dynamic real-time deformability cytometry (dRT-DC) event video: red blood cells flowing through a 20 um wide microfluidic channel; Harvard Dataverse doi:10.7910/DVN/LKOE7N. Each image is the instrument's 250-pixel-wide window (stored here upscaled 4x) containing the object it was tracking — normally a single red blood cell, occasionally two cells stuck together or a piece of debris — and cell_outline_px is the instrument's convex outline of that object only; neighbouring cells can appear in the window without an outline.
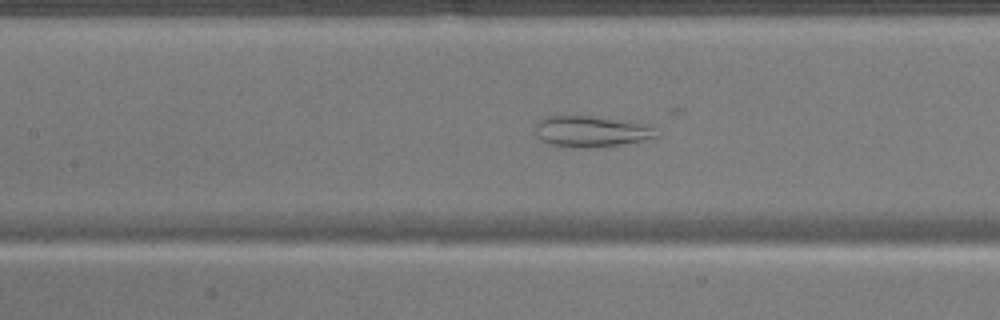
{"species": "common noctule bat (a hibernating species)", "species_latin": "Nyctalus noctula", "temperature_condition": "warm", "stored_images_in_passage": 43, "camera_frame_rate_fps": 3000, "um_per_image_px": 0.085, "animal": {"sex": "male", "body_mass_g": 17.9}, "frame": {"image": 1, "passage_image": 24, "time_ms": 7.667, "image_size_px": [1000, 320], "cell_outline_px": [[660, 136], [624, 144], [584, 148], [572, 148], [548, 144], [540, 140], [536, 136], [536, 124], [540, 120], [548, 116], [592, 116], [640, 124], [652, 128]], "centroid_in_image_um": [50.16, 11.2], "position_along_channel_um": 157.2, "area_um2": 21.56}}
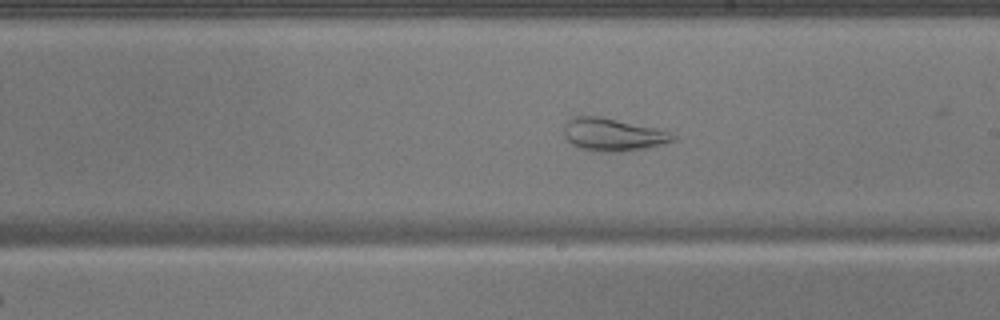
{"frame": {"image": 2, "passage_image": 30, "time_ms": 9.667, "image_size_px": [1000, 320], "cell_outline_px": [[676, 140], [644, 148], [612, 152], [608, 152], [580, 148], [572, 144], [564, 136], [564, 124], [572, 116], [600, 116], [664, 128], [676, 136]], "centroid_in_image_um": [52.13, 11.4], "position_along_channel_um": 236.9, "area_um2": 20.98}}